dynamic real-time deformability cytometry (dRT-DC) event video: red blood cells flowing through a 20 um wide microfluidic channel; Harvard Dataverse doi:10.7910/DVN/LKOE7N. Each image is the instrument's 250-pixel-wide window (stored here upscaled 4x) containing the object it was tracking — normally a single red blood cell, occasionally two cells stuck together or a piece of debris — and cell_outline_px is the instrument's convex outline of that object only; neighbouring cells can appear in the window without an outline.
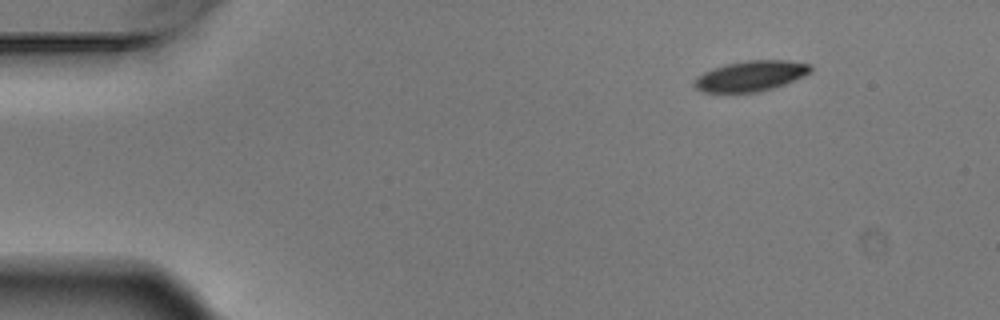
{"species": "Egyptian fruit bat (a non-hibernating species)", "species_latin": "Rousettus aegyptiacus", "temperature_condition": "warm", "stored_images_in_passage": 4, "camera_frame_rate_fps": 3000, "um_per_image_px": 0.085, "animal": {"sex": "male"}, "frame": {"image": 1, "passage_image": 4, "time_ms": 1.0, "image_size_px": [1000, 320], "cell_outline_px": [[812, 68], [804, 76], [784, 84], [772, 88], [756, 92], [704, 92], [696, 88], [696, 80], [704, 72], [728, 64], [748, 60], [784, 60], [808, 64]], "centroid_in_image_um": [63.84, 6.46], "position_along_channel_um": 21.2, "area_um2": 19.94}}